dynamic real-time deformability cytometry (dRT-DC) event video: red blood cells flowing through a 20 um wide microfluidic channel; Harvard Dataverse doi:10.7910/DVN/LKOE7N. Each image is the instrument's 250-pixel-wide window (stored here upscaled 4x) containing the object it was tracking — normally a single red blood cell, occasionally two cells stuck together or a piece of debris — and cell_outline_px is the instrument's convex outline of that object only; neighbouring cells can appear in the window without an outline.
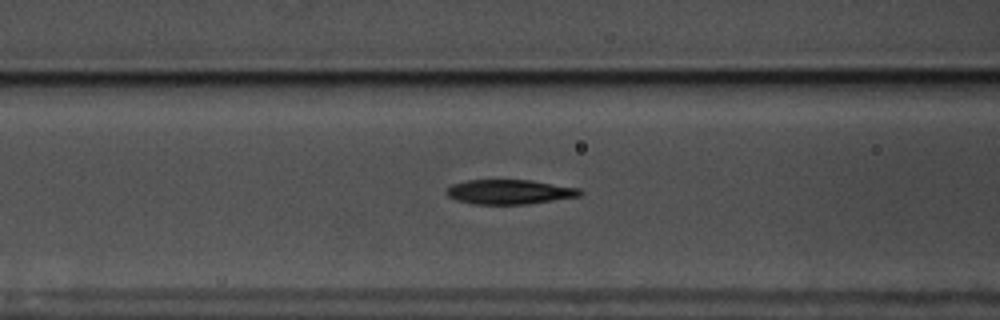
{"species": "common noctule bat (a hibernating species)", "species_latin": "Nyctalus noctula", "temperature_condition": "warm", "stored_images_in_passage": 58, "camera_frame_rate_fps": 3000, "um_per_image_px": 0.085, "animal": {"sex": "male", "body_mass_g": 17.5, "forearm_length_mm": 52.3}, "frame": {"image": 1, "passage_image": 24, "time_ms": 7.667, "image_size_px": [1000, 320], "cell_outline_px": [[584, 192], [580, 196], [528, 204], [476, 204], [456, 200], [448, 196], [444, 192], [452, 184], [468, 180], [528, 180], [580, 188]], "centroid_in_image_um": [43.31, 16.31], "position_along_channel_um": 123.3, "area_um2": 19.07}}
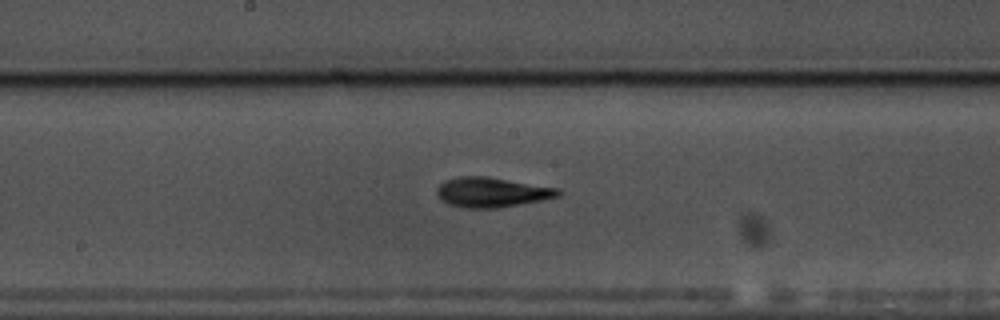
{"frame": {"image": 2, "passage_image": 31, "time_ms": 10.0, "image_size_px": [1000, 320], "cell_outline_px": [[564, 192], [560, 196], [520, 204], [496, 208], [464, 208], [448, 204], [440, 200], [436, 192], [436, 188], [444, 180], [460, 176], [488, 176], [560, 188]], "centroid_in_image_um": [41.8, 16.33], "position_along_channel_um": 206.4, "area_um2": 21.39}}
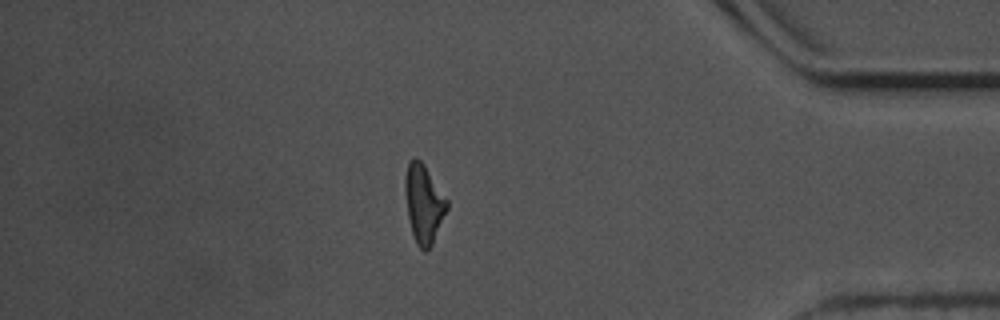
{"frame": {"image": 3, "passage_image": 50, "time_ms": 16.333, "image_size_px": [1000, 320], "cell_outline_px": [[448, 208], [432, 244], [424, 252], [416, 244], [412, 232], [408, 216], [404, 192], [404, 176], [408, 164], [412, 156], [416, 156], [424, 164], [448, 200]], "centroid_in_image_um": [36.0, 17.27], "position_along_channel_um": 399.2, "area_um2": 19.19}, "authors_computed_cell_mechanics": {"area_um2": 19.1896, "velocity_mm_per_s": 3.572, "shape_relaxation_time_tau1_ms": 3.6856, "shape_relaxation_time_tau2_ms": 3.4497, "deformation_change_tau1": 0.1547, "deformation_change_tau2": 0.1197}}